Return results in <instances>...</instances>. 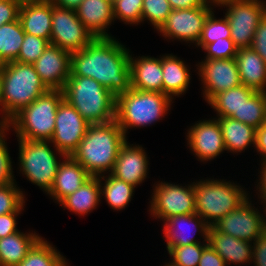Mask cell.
I'll list each match as a JSON object with an SVG mask.
<instances>
[{
    "label": "cell",
    "mask_w": 266,
    "mask_h": 266,
    "mask_svg": "<svg viewBox=\"0 0 266 266\" xmlns=\"http://www.w3.org/2000/svg\"><path fill=\"white\" fill-rule=\"evenodd\" d=\"M172 8L168 0H143L142 21L149 20L155 29L166 21Z\"/></svg>",
    "instance_id": "cell-38"
},
{
    "label": "cell",
    "mask_w": 266,
    "mask_h": 266,
    "mask_svg": "<svg viewBox=\"0 0 266 266\" xmlns=\"http://www.w3.org/2000/svg\"><path fill=\"white\" fill-rule=\"evenodd\" d=\"M18 141L20 172L22 171L27 180L29 179L48 194L61 163L52 148L50 149L51 142L24 139H18Z\"/></svg>",
    "instance_id": "cell-8"
},
{
    "label": "cell",
    "mask_w": 266,
    "mask_h": 266,
    "mask_svg": "<svg viewBox=\"0 0 266 266\" xmlns=\"http://www.w3.org/2000/svg\"><path fill=\"white\" fill-rule=\"evenodd\" d=\"M257 152L262 155V162L266 161V123L258 127L255 132V145Z\"/></svg>",
    "instance_id": "cell-49"
},
{
    "label": "cell",
    "mask_w": 266,
    "mask_h": 266,
    "mask_svg": "<svg viewBox=\"0 0 266 266\" xmlns=\"http://www.w3.org/2000/svg\"><path fill=\"white\" fill-rule=\"evenodd\" d=\"M127 141L116 120L108 123L90 124L77 149L71 155L92 177L112 172L120 148Z\"/></svg>",
    "instance_id": "cell-2"
},
{
    "label": "cell",
    "mask_w": 266,
    "mask_h": 266,
    "mask_svg": "<svg viewBox=\"0 0 266 266\" xmlns=\"http://www.w3.org/2000/svg\"><path fill=\"white\" fill-rule=\"evenodd\" d=\"M208 244L193 243L186 246H173L168 250L173 261L171 266H198L204 247Z\"/></svg>",
    "instance_id": "cell-36"
},
{
    "label": "cell",
    "mask_w": 266,
    "mask_h": 266,
    "mask_svg": "<svg viewBox=\"0 0 266 266\" xmlns=\"http://www.w3.org/2000/svg\"><path fill=\"white\" fill-rule=\"evenodd\" d=\"M10 128L0 127V186L15 183L13 176L12 161L5 143V132ZM6 130V131H5Z\"/></svg>",
    "instance_id": "cell-41"
},
{
    "label": "cell",
    "mask_w": 266,
    "mask_h": 266,
    "mask_svg": "<svg viewBox=\"0 0 266 266\" xmlns=\"http://www.w3.org/2000/svg\"><path fill=\"white\" fill-rule=\"evenodd\" d=\"M83 0H51L54 6L76 10Z\"/></svg>",
    "instance_id": "cell-51"
},
{
    "label": "cell",
    "mask_w": 266,
    "mask_h": 266,
    "mask_svg": "<svg viewBox=\"0 0 266 266\" xmlns=\"http://www.w3.org/2000/svg\"><path fill=\"white\" fill-rule=\"evenodd\" d=\"M231 118L256 129L262 126L266 122V93L255 92Z\"/></svg>",
    "instance_id": "cell-33"
},
{
    "label": "cell",
    "mask_w": 266,
    "mask_h": 266,
    "mask_svg": "<svg viewBox=\"0 0 266 266\" xmlns=\"http://www.w3.org/2000/svg\"><path fill=\"white\" fill-rule=\"evenodd\" d=\"M24 36L19 18L0 26V65L18 59Z\"/></svg>",
    "instance_id": "cell-31"
},
{
    "label": "cell",
    "mask_w": 266,
    "mask_h": 266,
    "mask_svg": "<svg viewBox=\"0 0 266 266\" xmlns=\"http://www.w3.org/2000/svg\"><path fill=\"white\" fill-rule=\"evenodd\" d=\"M129 49L115 38H95L71 53L70 76L90 77L115 96L130 87Z\"/></svg>",
    "instance_id": "cell-1"
},
{
    "label": "cell",
    "mask_w": 266,
    "mask_h": 266,
    "mask_svg": "<svg viewBox=\"0 0 266 266\" xmlns=\"http://www.w3.org/2000/svg\"><path fill=\"white\" fill-rule=\"evenodd\" d=\"M49 89L41 81L32 64L12 61L0 65V127L22 108L30 105Z\"/></svg>",
    "instance_id": "cell-3"
},
{
    "label": "cell",
    "mask_w": 266,
    "mask_h": 266,
    "mask_svg": "<svg viewBox=\"0 0 266 266\" xmlns=\"http://www.w3.org/2000/svg\"><path fill=\"white\" fill-rule=\"evenodd\" d=\"M198 266H226V263L208 243L203 249Z\"/></svg>",
    "instance_id": "cell-47"
},
{
    "label": "cell",
    "mask_w": 266,
    "mask_h": 266,
    "mask_svg": "<svg viewBox=\"0 0 266 266\" xmlns=\"http://www.w3.org/2000/svg\"><path fill=\"white\" fill-rule=\"evenodd\" d=\"M172 99L164 93L130 88L116 96L115 120L126 135L128 128L150 126L164 117Z\"/></svg>",
    "instance_id": "cell-6"
},
{
    "label": "cell",
    "mask_w": 266,
    "mask_h": 266,
    "mask_svg": "<svg viewBox=\"0 0 266 266\" xmlns=\"http://www.w3.org/2000/svg\"><path fill=\"white\" fill-rule=\"evenodd\" d=\"M19 20L25 33L44 38L50 42L51 0L22 1L19 9Z\"/></svg>",
    "instance_id": "cell-19"
},
{
    "label": "cell",
    "mask_w": 266,
    "mask_h": 266,
    "mask_svg": "<svg viewBox=\"0 0 266 266\" xmlns=\"http://www.w3.org/2000/svg\"><path fill=\"white\" fill-rule=\"evenodd\" d=\"M262 165V169L260 171V181H259V192H260V197L262 198V200L264 201H261L262 203H265L264 205H266V161L265 162H262L261 163ZM266 207V206H265ZM266 210V208H265Z\"/></svg>",
    "instance_id": "cell-50"
},
{
    "label": "cell",
    "mask_w": 266,
    "mask_h": 266,
    "mask_svg": "<svg viewBox=\"0 0 266 266\" xmlns=\"http://www.w3.org/2000/svg\"><path fill=\"white\" fill-rule=\"evenodd\" d=\"M89 123L81 114L63 99L55 118L54 134L50 140L63 159L71 156L87 132Z\"/></svg>",
    "instance_id": "cell-12"
},
{
    "label": "cell",
    "mask_w": 266,
    "mask_h": 266,
    "mask_svg": "<svg viewBox=\"0 0 266 266\" xmlns=\"http://www.w3.org/2000/svg\"><path fill=\"white\" fill-rule=\"evenodd\" d=\"M104 186H100L101 194L105 197L112 209L122 210L131 201L134 186L114 177L111 173L107 176Z\"/></svg>",
    "instance_id": "cell-34"
},
{
    "label": "cell",
    "mask_w": 266,
    "mask_h": 266,
    "mask_svg": "<svg viewBox=\"0 0 266 266\" xmlns=\"http://www.w3.org/2000/svg\"><path fill=\"white\" fill-rule=\"evenodd\" d=\"M153 192L149 210L152 217L164 221L173 216L196 213L194 182L188 187L161 182L155 185Z\"/></svg>",
    "instance_id": "cell-11"
},
{
    "label": "cell",
    "mask_w": 266,
    "mask_h": 266,
    "mask_svg": "<svg viewBox=\"0 0 266 266\" xmlns=\"http://www.w3.org/2000/svg\"><path fill=\"white\" fill-rule=\"evenodd\" d=\"M187 134L190 150L201 161L212 160L226 150L217 118L196 123Z\"/></svg>",
    "instance_id": "cell-17"
},
{
    "label": "cell",
    "mask_w": 266,
    "mask_h": 266,
    "mask_svg": "<svg viewBox=\"0 0 266 266\" xmlns=\"http://www.w3.org/2000/svg\"><path fill=\"white\" fill-rule=\"evenodd\" d=\"M90 177L80 163L71 156H66L58 167L54 184L48 194L60 203L68 195L79 189Z\"/></svg>",
    "instance_id": "cell-23"
},
{
    "label": "cell",
    "mask_w": 266,
    "mask_h": 266,
    "mask_svg": "<svg viewBox=\"0 0 266 266\" xmlns=\"http://www.w3.org/2000/svg\"><path fill=\"white\" fill-rule=\"evenodd\" d=\"M226 151L241 152L255 145L256 128L231 117H218Z\"/></svg>",
    "instance_id": "cell-29"
},
{
    "label": "cell",
    "mask_w": 266,
    "mask_h": 266,
    "mask_svg": "<svg viewBox=\"0 0 266 266\" xmlns=\"http://www.w3.org/2000/svg\"><path fill=\"white\" fill-rule=\"evenodd\" d=\"M142 6L143 0H112L113 17L125 24H140L142 22Z\"/></svg>",
    "instance_id": "cell-37"
},
{
    "label": "cell",
    "mask_w": 266,
    "mask_h": 266,
    "mask_svg": "<svg viewBox=\"0 0 266 266\" xmlns=\"http://www.w3.org/2000/svg\"><path fill=\"white\" fill-rule=\"evenodd\" d=\"M241 83L256 91L266 93V63L251 48H239L235 56Z\"/></svg>",
    "instance_id": "cell-25"
},
{
    "label": "cell",
    "mask_w": 266,
    "mask_h": 266,
    "mask_svg": "<svg viewBox=\"0 0 266 266\" xmlns=\"http://www.w3.org/2000/svg\"><path fill=\"white\" fill-rule=\"evenodd\" d=\"M251 48L263 59L266 63V14L260 20L257 26Z\"/></svg>",
    "instance_id": "cell-44"
},
{
    "label": "cell",
    "mask_w": 266,
    "mask_h": 266,
    "mask_svg": "<svg viewBox=\"0 0 266 266\" xmlns=\"http://www.w3.org/2000/svg\"><path fill=\"white\" fill-rule=\"evenodd\" d=\"M255 92L241 84L216 94L208 104L217 111L218 117H231Z\"/></svg>",
    "instance_id": "cell-30"
},
{
    "label": "cell",
    "mask_w": 266,
    "mask_h": 266,
    "mask_svg": "<svg viewBox=\"0 0 266 266\" xmlns=\"http://www.w3.org/2000/svg\"><path fill=\"white\" fill-rule=\"evenodd\" d=\"M252 260L255 266H266V231L253 242Z\"/></svg>",
    "instance_id": "cell-46"
},
{
    "label": "cell",
    "mask_w": 266,
    "mask_h": 266,
    "mask_svg": "<svg viewBox=\"0 0 266 266\" xmlns=\"http://www.w3.org/2000/svg\"><path fill=\"white\" fill-rule=\"evenodd\" d=\"M221 5L228 7L225 17L230 24L234 45L238 49L251 47L255 30L266 14V3L261 0H229Z\"/></svg>",
    "instance_id": "cell-9"
},
{
    "label": "cell",
    "mask_w": 266,
    "mask_h": 266,
    "mask_svg": "<svg viewBox=\"0 0 266 266\" xmlns=\"http://www.w3.org/2000/svg\"><path fill=\"white\" fill-rule=\"evenodd\" d=\"M210 2V5H212V3L214 5H220L221 3H223L224 1H229V0H208Z\"/></svg>",
    "instance_id": "cell-52"
},
{
    "label": "cell",
    "mask_w": 266,
    "mask_h": 266,
    "mask_svg": "<svg viewBox=\"0 0 266 266\" xmlns=\"http://www.w3.org/2000/svg\"><path fill=\"white\" fill-rule=\"evenodd\" d=\"M40 238L35 232L18 231L0 239V266H18Z\"/></svg>",
    "instance_id": "cell-28"
},
{
    "label": "cell",
    "mask_w": 266,
    "mask_h": 266,
    "mask_svg": "<svg viewBox=\"0 0 266 266\" xmlns=\"http://www.w3.org/2000/svg\"><path fill=\"white\" fill-rule=\"evenodd\" d=\"M203 49L207 51L206 59H232L235 58L238 48L231 38H222L207 44Z\"/></svg>",
    "instance_id": "cell-42"
},
{
    "label": "cell",
    "mask_w": 266,
    "mask_h": 266,
    "mask_svg": "<svg viewBox=\"0 0 266 266\" xmlns=\"http://www.w3.org/2000/svg\"><path fill=\"white\" fill-rule=\"evenodd\" d=\"M63 99L62 90H48L15 114L6 127L14 128L18 139L50 141L54 134L57 108Z\"/></svg>",
    "instance_id": "cell-5"
},
{
    "label": "cell",
    "mask_w": 266,
    "mask_h": 266,
    "mask_svg": "<svg viewBox=\"0 0 266 266\" xmlns=\"http://www.w3.org/2000/svg\"><path fill=\"white\" fill-rule=\"evenodd\" d=\"M94 39L75 10L60 8L52 3L50 44L74 53L84 49Z\"/></svg>",
    "instance_id": "cell-10"
},
{
    "label": "cell",
    "mask_w": 266,
    "mask_h": 266,
    "mask_svg": "<svg viewBox=\"0 0 266 266\" xmlns=\"http://www.w3.org/2000/svg\"><path fill=\"white\" fill-rule=\"evenodd\" d=\"M251 205L247 198L213 227L226 235L252 243L266 231V219Z\"/></svg>",
    "instance_id": "cell-13"
},
{
    "label": "cell",
    "mask_w": 266,
    "mask_h": 266,
    "mask_svg": "<svg viewBox=\"0 0 266 266\" xmlns=\"http://www.w3.org/2000/svg\"><path fill=\"white\" fill-rule=\"evenodd\" d=\"M209 245L224 259L226 265L249 263L252 260L253 246L251 242L240 240L217 231L213 226L208 231Z\"/></svg>",
    "instance_id": "cell-24"
},
{
    "label": "cell",
    "mask_w": 266,
    "mask_h": 266,
    "mask_svg": "<svg viewBox=\"0 0 266 266\" xmlns=\"http://www.w3.org/2000/svg\"><path fill=\"white\" fill-rule=\"evenodd\" d=\"M148 162L141 146L126 141L120 148L111 174L136 187L147 177Z\"/></svg>",
    "instance_id": "cell-18"
},
{
    "label": "cell",
    "mask_w": 266,
    "mask_h": 266,
    "mask_svg": "<svg viewBox=\"0 0 266 266\" xmlns=\"http://www.w3.org/2000/svg\"><path fill=\"white\" fill-rule=\"evenodd\" d=\"M133 58L130 55V87L140 91L163 93L162 57Z\"/></svg>",
    "instance_id": "cell-20"
},
{
    "label": "cell",
    "mask_w": 266,
    "mask_h": 266,
    "mask_svg": "<svg viewBox=\"0 0 266 266\" xmlns=\"http://www.w3.org/2000/svg\"><path fill=\"white\" fill-rule=\"evenodd\" d=\"M163 93L178 96L186 92L190 83L189 69L180 58L174 55L162 57Z\"/></svg>",
    "instance_id": "cell-27"
},
{
    "label": "cell",
    "mask_w": 266,
    "mask_h": 266,
    "mask_svg": "<svg viewBox=\"0 0 266 266\" xmlns=\"http://www.w3.org/2000/svg\"><path fill=\"white\" fill-rule=\"evenodd\" d=\"M21 0H0V26L19 18Z\"/></svg>",
    "instance_id": "cell-43"
},
{
    "label": "cell",
    "mask_w": 266,
    "mask_h": 266,
    "mask_svg": "<svg viewBox=\"0 0 266 266\" xmlns=\"http://www.w3.org/2000/svg\"><path fill=\"white\" fill-rule=\"evenodd\" d=\"M16 183L0 186V215L16 212L24 203V194Z\"/></svg>",
    "instance_id": "cell-40"
},
{
    "label": "cell",
    "mask_w": 266,
    "mask_h": 266,
    "mask_svg": "<svg viewBox=\"0 0 266 266\" xmlns=\"http://www.w3.org/2000/svg\"><path fill=\"white\" fill-rule=\"evenodd\" d=\"M75 11L94 38H112L106 32L114 22L112 0H83Z\"/></svg>",
    "instance_id": "cell-22"
},
{
    "label": "cell",
    "mask_w": 266,
    "mask_h": 266,
    "mask_svg": "<svg viewBox=\"0 0 266 266\" xmlns=\"http://www.w3.org/2000/svg\"><path fill=\"white\" fill-rule=\"evenodd\" d=\"M172 10L211 7L208 0H168Z\"/></svg>",
    "instance_id": "cell-48"
},
{
    "label": "cell",
    "mask_w": 266,
    "mask_h": 266,
    "mask_svg": "<svg viewBox=\"0 0 266 266\" xmlns=\"http://www.w3.org/2000/svg\"><path fill=\"white\" fill-rule=\"evenodd\" d=\"M212 7H196L172 10L166 21L157 30L169 39L198 43L204 23L212 12Z\"/></svg>",
    "instance_id": "cell-14"
},
{
    "label": "cell",
    "mask_w": 266,
    "mask_h": 266,
    "mask_svg": "<svg viewBox=\"0 0 266 266\" xmlns=\"http://www.w3.org/2000/svg\"><path fill=\"white\" fill-rule=\"evenodd\" d=\"M52 246L41 237L18 266H64L66 258Z\"/></svg>",
    "instance_id": "cell-32"
},
{
    "label": "cell",
    "mask_w": 266,
    "mask_h": 266,
    "mask_svg": "<svg viewBox=\"0 0 266 266\" xmlns=\"http://www.w3.org/2000/svg\"><path fill=\"white\" fill-rule=\"evenodd\" d=\"M32 65L49 90H62L70 76L71 53L49 44Z\"/></svg>",
    "instance_id": "cell-16"
},
{
    "label": "cell",
    "mask_w": 266,
    "mask_h": 266,
    "mask_svg": "<svg viewBox=\"0 0 266 266\" xmlns=\"http://www.w3.org/2000/svg\"><path fill=\"white\" fill-rule=\"evenodd\" d=\"M23 207L24 204L16 212L0 215V239L18 232L16 219Z\"/></svg>",
    "instance_id": "cell-45"
},
{
    "label": "cell",
    "mask_w": 266,
    "mask_h": 266,
    "mask_svg": "<svg viewBox=\"0 0 266 266\" xmlns=\"http://www.w3.org/2000/svg\"><path fill=\"white\" fill-rule=\"evenodd\" d=\"M101 177H90L79 189L68 195L59 204L68 210L86 215L91 212L100 202L101 195Z\"/></svg>",
    "instance_id": "cell-26"
},
{
    "label": "cell",
    "mask_w": 266,
    "mask_h": 266,
    "mask_svg": "<svg viewBox=\"0 0 266 266\" xmlns=\"http://www.w3.org/2000/svg\"><path fill=\"white\" fill-rule=\"evenodd\" d=\"M196 213L213 226L248 197L241 186L225 180L206 179L194 182Z\"/></svg>",
    "instance_id": "cell-7"
},
{
    "label": "cell",
    "mask_w": 266,
    "mask_h": 266,
    "mask_svg": "<svg viewBox=\"0 0 266 266\" xmlns=\"http://www.w3.org/2000/svg\"><path fill=\"white\" fill-rule=\"evenodd\" d=\"M64 99L89 124L108 123L116 117V96L90 77L69 76L62 89Z\"/></svg>",
    "instance_id": "cell-4"
},
{
    "label": "cell",
    "mask_w": 266,
    "mask_h": 266,
    "mask_svg": "<svg viewBox=\"0 0 266 266\" xmlns=\"http://www.w3.org/2000/svg\"><path fill=\"white\" fill-rule=\"evenodd\" d=\"M198 74L204 85L207 103L218 93L241 85L238 67L232 59H205L199 63Z\"/></svg>",
    "instance_id": "cell-15"
},
{
    "label": "cell",
    "mask_w": 266,
    "mask_h": 266,
    "mask_svg": "<svg viewBox=\"0 0 266 266\" xmlns=\"http://www.w3.org/2000/svg\"><path fill=\"white\" fill-rule=\"evenodd\" d=\"M50 42L44 38L25 33L24 41L16 61L33 64L45 51Z\"/></svg>",
    "instance_id": "cell-39"
},
{
    "label": "cell",
    "mask_w": 266,
    "mask_h": 266,
    "mask_svg": "<svg viewBox=\"0 0 266 266\" xmlns=\"http://www.w3.org/2000/svg\"><path fill=\"white\" fill-rule=\"evenodd\" d=\"M164 223L163 234L167 241V250L173 246H186L193 243H201L192 236L186 235L192 229H195V231L196 229L198 231L200 230L199 232L202 233L205 238L203 241H208V231L210 226L197 213L173 216L164 220ZM191 226L194 228L191 229ZM186 228H188V233H186ZM189 234H191V232Z\"/></svg>",
    "instance_id": "cell-21"
},
{
    "label": "cell",
    "mask_w": 266,
    "mask_h": 266,
    "mask_svg": "<svg viewBox=\"0 0 266 266\" xmlns=\"http://www.w3.org/2000/svg\"><path fill=\"white\" fill-rule=\"evenodd\" d=\"M222 38H231L229 21L225 16L224 19L217 20L211 12L204 23L197 46L203 49L207 44L222 40Z\"/></svg>",
    "instance_id": "cell-35"
}]
</instances>
